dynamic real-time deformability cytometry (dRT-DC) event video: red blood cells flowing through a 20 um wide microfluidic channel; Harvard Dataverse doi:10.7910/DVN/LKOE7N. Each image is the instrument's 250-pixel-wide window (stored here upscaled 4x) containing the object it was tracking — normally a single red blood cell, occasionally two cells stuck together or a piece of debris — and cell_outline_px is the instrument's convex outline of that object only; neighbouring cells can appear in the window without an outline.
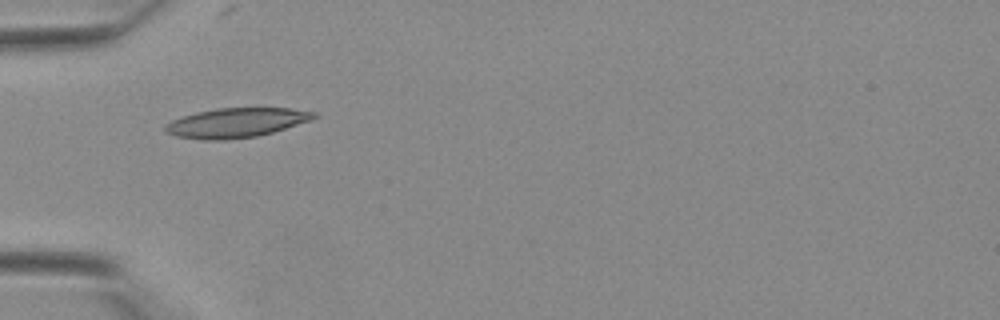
{"species": "Egyptian fruit bat (a non-hibernating species)", "species_latin": "Rousettus aegyptiacus", "temperature_condition": "warm", "stored_images_in_passage": 22, "camera_frame_rate_fps": 3000, "um_per_image_px": 0.085, "animal": {"sex": "female"}, "frame": {"image": 1, "passage_image": 1, "time_ms": 0.0, "image_size_px": [1000, 320], "cell_outline_px": [[320, 116], [312, 120], [272, 132], [256, 136], [224, 140], [204, 140], [176, 136], [168, 132], [164, 128], [164, 124], [172, 120], [196, 112], [216, 108], [288, 108], [316, 112]], "centroid_in_image_um": [20.1, 10.43], "position_along_channel_um": 64.9, "area_um2": 25.49}}
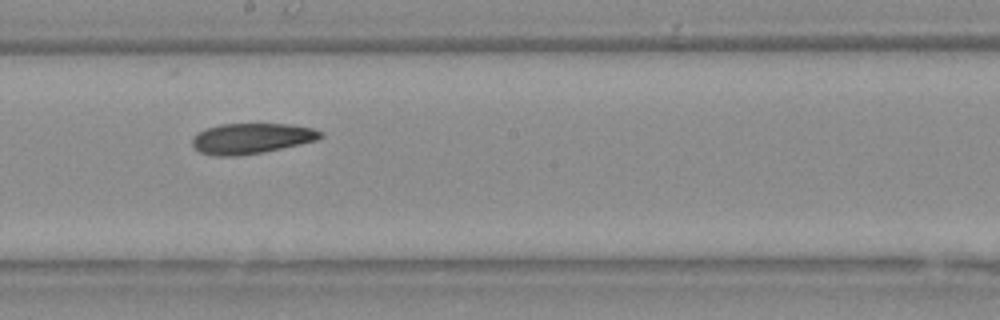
{"frame": {"image": 2, "passage_image": 11, "time_ms": 3.333, "image_size_px": [1000, 320], "cell_outline_px": [[324, 136], [316, 140], [300, 144], [260, 152], [236, 156], [216, 156], [200, 152], [192, 144], [192, 136], [196, 132], [204, 128], [220, 124], [288, 124], [312, 128], [324, 132]], "centroid_in_image_um": [21.34, 11.75], "position_along_channel_um": 226.9, "area_um2": 22.77}}
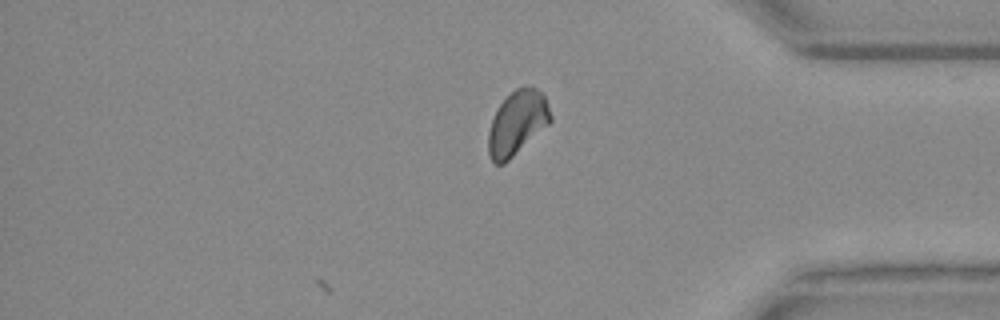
{"frame": {"image": 3, "passage_image": 22, "time_ms": 7.0, "image_size_px": [1000, 320], "cell_outline_px": [[552, 120], [548, 124], [504, 164], [496, 164], [492, 160], [488, 152], [488, 132], [492, 120], [500, 104], [516, 88], [536, 88], [544, 96], [552, 116]], "centroid_in_image_um": [43.95, 10.47], "position_along_channel_um": 391.3, "area_um2": 22.6}}